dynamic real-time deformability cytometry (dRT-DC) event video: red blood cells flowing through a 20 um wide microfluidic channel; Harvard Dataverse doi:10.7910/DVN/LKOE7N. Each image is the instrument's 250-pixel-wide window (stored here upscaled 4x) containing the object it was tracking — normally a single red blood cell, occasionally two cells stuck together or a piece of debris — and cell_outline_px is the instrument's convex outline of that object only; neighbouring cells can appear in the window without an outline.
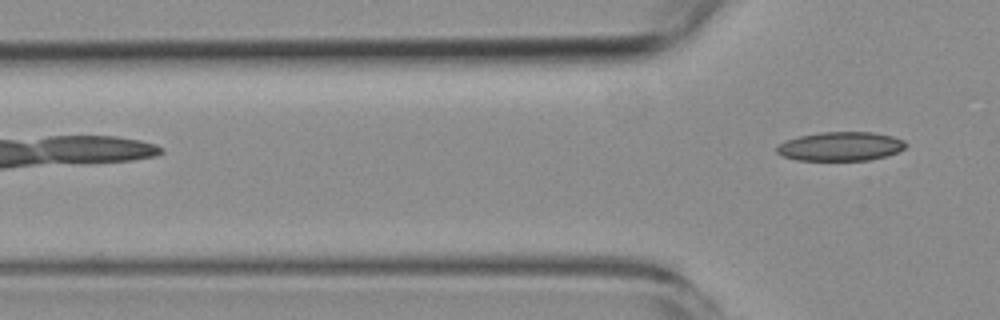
{"species": "common noctule bat (a hibernating species)", "species_latin": "Nyctalus noctula", "temperature_condition": "room temperature", "stored_images_in_passage": 3, "camera_frame_rate_fps": 3000, "um_per_image_px": 0.085, "animal": {"sex": "female", "body_mass_g": 19.3, "forearm_length_mm": 54.1}, "frame": {"image": 1, "passage_image": 3, "time_ms": 3.333, "image_size_px": [1000, 320], "cell_outline_px": [[908, 144], [904, 148], [896, 152], [884, 156], [868, 160], [796, 160], [784, 156], [776, 152], [776, 148], [780, 144], [788, 140], [800, 136], [820, 132], [872, 132], [892, 136], [904, 140]], "centroid_in_image_um": [71.46, 12.44], "position_along_channel_um": 54.3, "area_um2": 21.56}}